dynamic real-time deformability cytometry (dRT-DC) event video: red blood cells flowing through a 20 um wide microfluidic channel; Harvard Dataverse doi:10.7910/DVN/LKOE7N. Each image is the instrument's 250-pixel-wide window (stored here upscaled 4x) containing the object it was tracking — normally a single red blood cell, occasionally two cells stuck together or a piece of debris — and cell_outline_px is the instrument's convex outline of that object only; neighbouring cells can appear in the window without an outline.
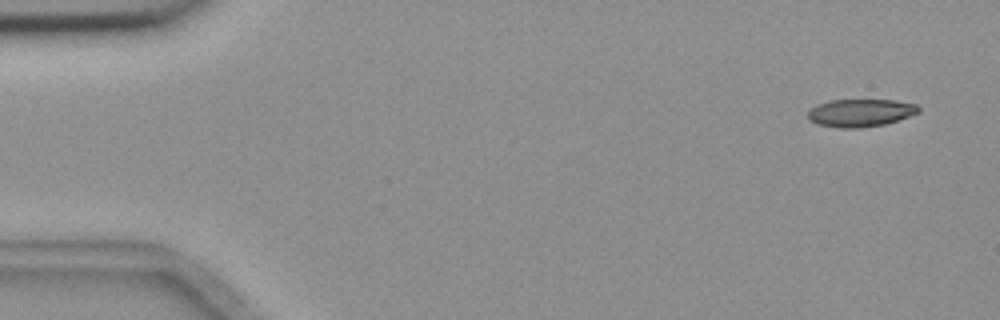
{"species": "common noctule bat (a hibernating species)", "species_latin": "Nyctalus noctula", "temperature_condition": "room temperature", "stored_images_in_passage": 6, "camera_frame_rate_fps": 3000, "um_per_image_px": 0.085, "animal": {"sex": "female", "body_mass_g": 18.4}, "frame": {"image": 1, "passage_image": 1, "time_ms": 0.0, "image_size_px": [1000, 320], "cell_outline_px": [[920, 112], [884, 124], [860, 128], [840, 128], [816, 124], [808, 120], [808, 112], [816, 104], [828, 100], [896, 100], [916, 104], [920, 108]], "centroid_in_image_um": [73.1, 9.58], "position_along_channel_um": 11.9, "area_um2": 17.92}}
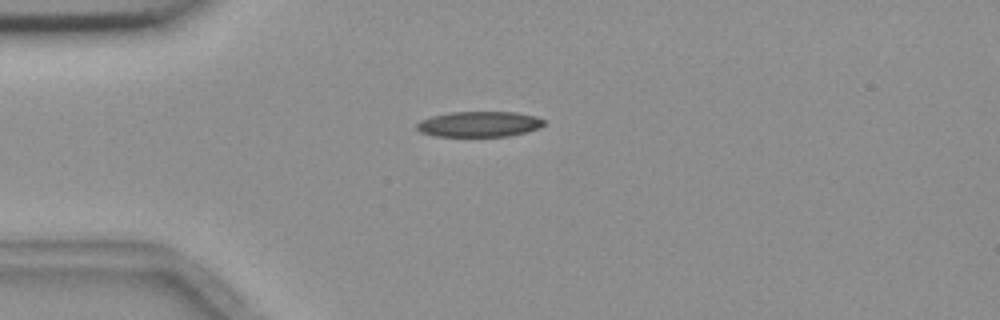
{"frame": {"image": 2, "passage_image": 4, "time_ms": 3.667, "image_size_px": [1000, 320], "cell_outline_px": [[544, 124], [540, 128], [508, 136], [436, 136], [420, 132], [416, 128], [416, 124], [420, 120], [432, 116], [452, 112], [516, 112], [536, 116], [544, 120]], "centroid_in_image_um": [40.72, 10.55], "position_along_channel_um": 44.3, "area_um2": 18.84}}